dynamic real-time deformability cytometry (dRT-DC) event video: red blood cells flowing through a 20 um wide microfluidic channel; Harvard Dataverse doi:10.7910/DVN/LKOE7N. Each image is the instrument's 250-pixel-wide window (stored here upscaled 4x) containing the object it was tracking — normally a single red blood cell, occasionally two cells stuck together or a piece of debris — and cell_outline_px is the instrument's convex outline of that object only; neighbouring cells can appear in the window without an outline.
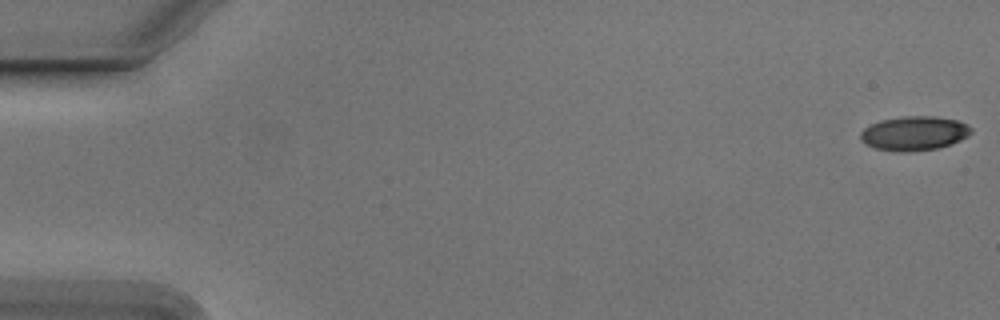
{"species": "Egyptian fruit bat (a non-hibernating species)", "species_latin": "Rousettus aegyptiacus", "temperature_condition": "cold", "stored_images_in_passage": 54, "camera_frame_rate_fps": 3000, "um_per_image_px": 0.085, "animal": {"sex": "male"}, "frame": {"image": 1, "passage_image": 1, "time_ms": 0.0, "image_size_px": [1000, 320], "cell_outline_px": [[972, 132], [968, 136], [952, 144], [936, 148], [908, 152], [896, 152], [876, 148], [864, 144], [860, 140], [860, 132], [864, 128], [880, 120], [904, 116], [936, 116], [956, 120], [968, 124], [972, 128]], "centroid_in_image_um": [77.7, 11.33], "position_along_channel_um": 7.3, "area_um2": 22.25}}
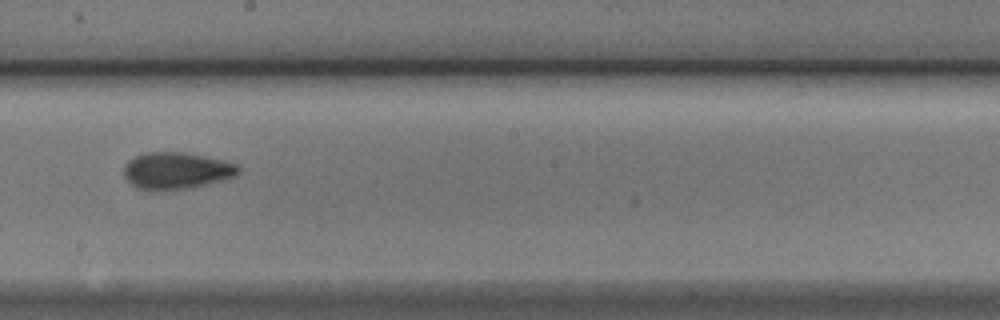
{"frame": {"image": 2, "passage_image": 31, "time_ms": 10.0, "image_size_px": [1000, 320], "cell_outline_px": [[240, 172], [236, 176], [224, 180], [192, 188], [136, 188], [124, 176], [124, 164], [128, 160], [136, 156], [148, 152], [184, 152], [224, 160], [236, 164], [240, 168]], "centroid_in_image_um": [15.04, 14.48], "position_along_channel_um": 233.2, "area_um2": 24.22}}
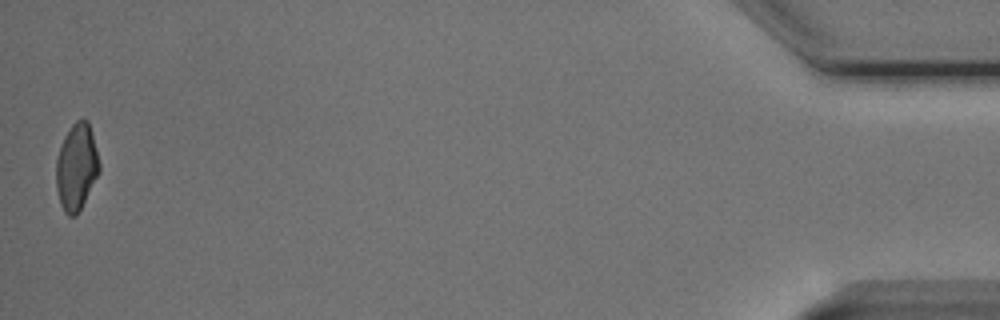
{"frame": {"image": 3, "passage_image": 54, "time_ms": 17.667, "image_size_px": [1000, 320], "cell_outline_px": [[100, 172], [76, 216], [68, 216], [64, 212], [60, 204], [56, 188], [56, 160], [64, 136], [72, 124], [76, 120], [88, 120], [92, 132], [100, 164]], "centroid_in_image_um": [6.5, 14.2], "position_along_channel_um": 428.7, "area_um2": 21.79}, "authors_computed_cell_mechanics": {"area_um2": 22.6287, "velocity_mm_per_s": 3.7753, "shape_relaxation_time_tau1_ms": 4.5195, "shape_relaxation_time_tau2_ms": 2.4442, "deformation_change_tau1": 0.131, "deformation_change_tau2": 0.0787}}